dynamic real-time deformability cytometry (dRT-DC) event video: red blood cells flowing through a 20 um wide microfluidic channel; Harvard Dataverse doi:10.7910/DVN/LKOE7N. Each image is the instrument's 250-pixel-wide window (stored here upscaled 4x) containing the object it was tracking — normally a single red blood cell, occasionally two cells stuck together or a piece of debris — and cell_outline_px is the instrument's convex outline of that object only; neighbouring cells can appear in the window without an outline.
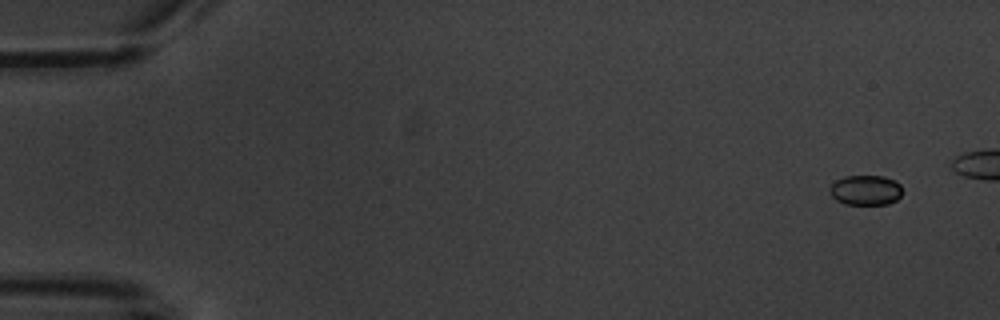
{"species": "common noctule bat (a hibernating species)", "species_latin": "Nyctalus noctula", "temperature_condition": "warm", "stored_images_in_passage": 6, "camera_frame_rate_fps": 3000, "um_per_image_px": 0.085, "animal": {"sex": "male", "body_mass_g": 20.1, "forearm_length_mm": 53.5}, "frame": {"image": 1, "passage_image": 1, "time_ms": 0.0, "image_size_px": [1000, 320], "cell_outline_px": [[900, 196], [896, 200], [888, 204], [844, 204], [836, 200], [832, 196], [828, 188], [836, 180], [844, 176], [884, 176], [896, 180], [900, 184]], "centroid_in_image_um": [73.56, 16.15], "position_along_channel_um": 11.4, "area_um2": 12.72}}
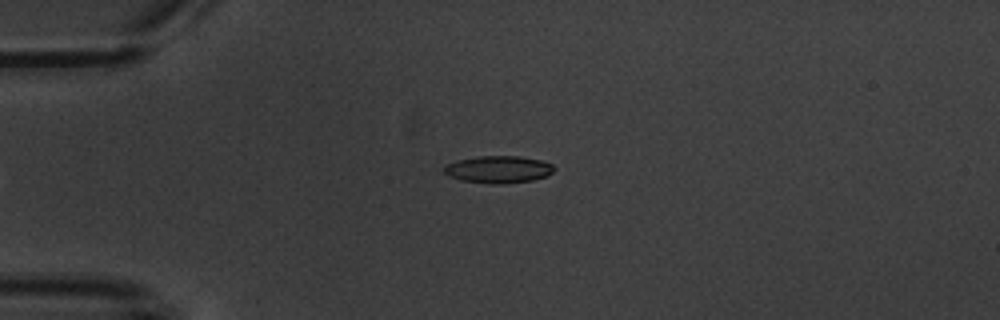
{"frame": {"image": 2, "passage_image": 6, "time_ms": 6.0, "image_size_px": [1000, 320], "cell_outline_px": [[556, 168], [548, 176], [532, 180], [504, 184], [492, 184], [460, 180], [448, 176], [444, 172], [444, 168], [448, 164], [456, 160], [476, 156], [520, 156], [540, 160], [552, 164]], "centroid_in_image_um": [42.37, 14.4], "position_along_channel_um": 42.6, "area_um2": 17.57}}